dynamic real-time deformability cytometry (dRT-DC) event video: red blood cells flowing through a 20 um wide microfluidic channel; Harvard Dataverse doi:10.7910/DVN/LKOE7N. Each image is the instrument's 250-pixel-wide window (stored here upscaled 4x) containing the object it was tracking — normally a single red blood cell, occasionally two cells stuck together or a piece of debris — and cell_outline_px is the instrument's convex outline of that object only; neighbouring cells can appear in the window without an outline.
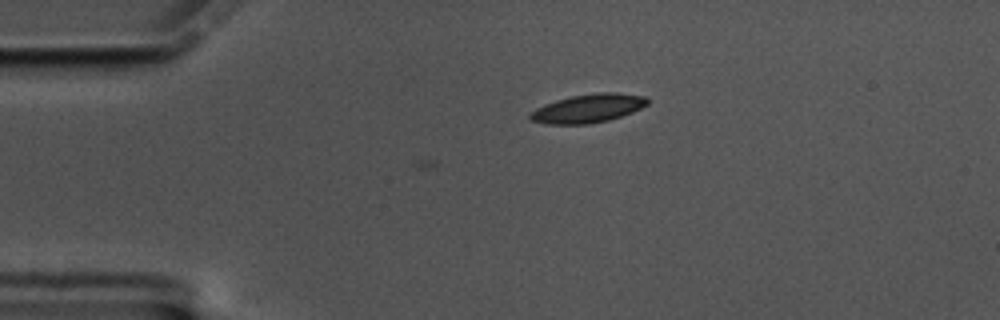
{"species": "common noctule bat (a hibernating species)", "species_latin": "Nyctalus noctula", "temperature_condition": "cold", "stored_images_in_passage": 11, "camera_frame_rate_fps": 3000, "um_per_image_px": 0.085, "animal": {"sex": "male", "body_mass_g": 17.5, "forearm_length_mm": 52.3}, "frame": {"image": 1, "passage_image": 1, "time_ms": 0.0, "image_size_px": [1000, 320], "cell_outline_px": [[652, 100], [648, 104], [632, 112], [608, 120], [588, 124], [544, 124], [532, 120], [528, 116], [528, 112], [544, 104], [556, 100], [572, 96], [596, 92], [616, 92], [648, 96]], "centroid_in_image_um": [50.0, 9.2], "position_along_channel_um": 35.0, "area_um2": 19.77}}